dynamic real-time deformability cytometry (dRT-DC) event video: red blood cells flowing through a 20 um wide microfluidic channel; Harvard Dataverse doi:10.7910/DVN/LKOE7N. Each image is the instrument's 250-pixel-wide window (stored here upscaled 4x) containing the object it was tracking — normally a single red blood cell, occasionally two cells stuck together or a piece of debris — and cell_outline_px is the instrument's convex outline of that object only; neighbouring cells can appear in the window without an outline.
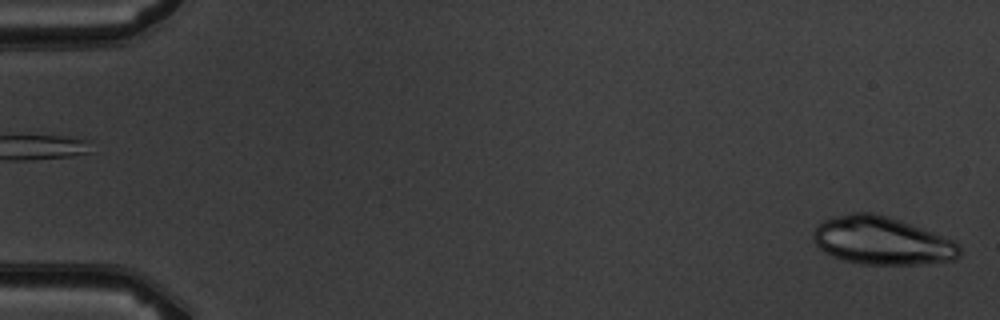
{"species": "common noctule bat (a hibernating species)", "species_latin": "Nyctalus noctula", "temperature_condition": "warm", "stored_images_in_passage": 2, "camera_frame_rate_fps": 3000, "um_per_image_px": 0.085, "animal": {"sex": "male", "body_mass_g": 19.5, "forearm_length_mm": 54.6}, "frame": {"image": 1, "passage_image": 2, "time_ms": 1.333, "image_size_px": [1000, 320], "cell_outline_px": [[960, 256], [956, 260], [916, 264], [860, 264], [844, 260], [832, 256], [824, 252], [816, 244], [812, 236], [812, 232], [824, 220], [832, 216], [852, 212], [872, 212], [888, 216], [900, 220], [956, 240], [960, 248]], "centroid_in_image_um": [74.97, 20.45], "position_along_channel_um": 10.0, "area_um2": 41.1}}